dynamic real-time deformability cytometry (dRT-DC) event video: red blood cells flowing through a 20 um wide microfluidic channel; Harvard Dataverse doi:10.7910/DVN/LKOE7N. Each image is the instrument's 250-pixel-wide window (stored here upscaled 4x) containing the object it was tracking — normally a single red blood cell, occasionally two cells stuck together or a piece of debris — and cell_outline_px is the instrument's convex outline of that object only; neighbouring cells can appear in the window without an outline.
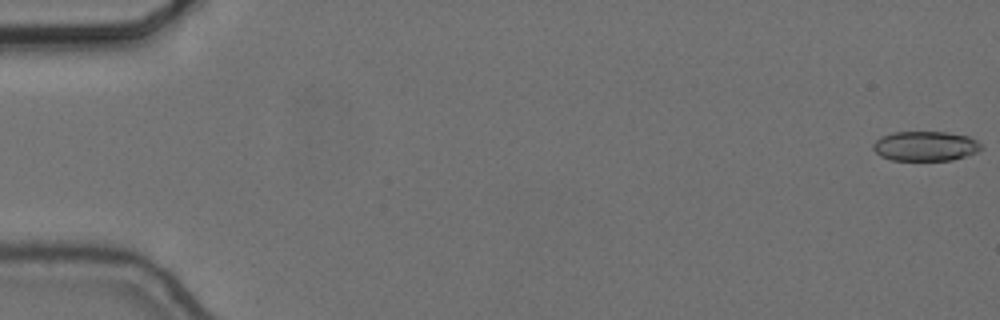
{"species": "common noctule bat (a hibernating species)", "species_latin": "Nyctalus noctula", "temperature_condition": "cold", "stored_images_in_passage": 57, "camera_frame_rate_fps": 3000, "um_per_image_px": 0.085, "animal": {"sex": "female", "body_mass_g": 24.6, "forearm_length_mm": 56.2}, "frame": {"image": 1, "passage_image": 1, "time_ms": 0.0, "image_size_px": [1000, 320], "cell_outline_px": [[984, 148], [976, 152], [952, 160], [892, 160], [880, 156], [872, 148], [872, 144], [880, 136], [892, 132], [944, 132], [968, 136], [984, 144]], "centroid_in_image_um": [78.65, 12.41], "position_along_channel_um": 6.3, "area_um2": 18.84}}
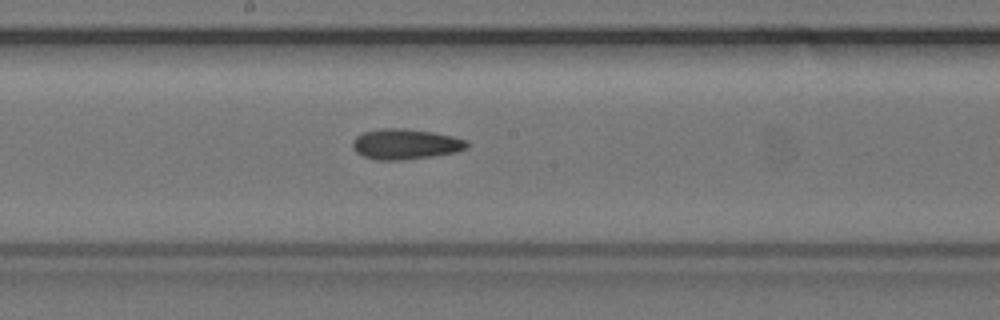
{"frame": {"image": 2, "passage_image": 31, "time_ms": 10.0, "image_size_px": [1000, 320], "cell_outline_px": [[468, 144], [464, 148], [456, 152], [432, 156], [400, 160], [376, 160], [364, 156], [356, 152], [352, 148], [352, 140], [356, 136], [364, 132], [380, 128], [404, 128], [432, 132], [452, 136], [468, 140]], "centroid_in_image_um": [34.42, 12.24], "position_along_channel_um": 213.8, "area_um2": 20.23}}
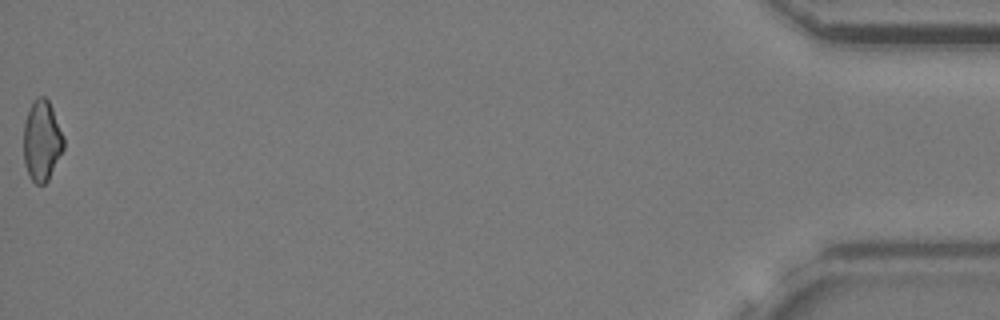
{"frame": {"image": 3, "passage_image": 57, "time_ms": 18.667, "image_size_px": [1000, 320], "cell_outline_px": [[64, 148], [48, 180], [44, 184], [36, 184], [28, 176], [24, 164], [24, 124], [28, 112], [36, 96], [44, 96], [48, 100], [52, 108], [64, 136]], "centroid_in_image_um": [3.56, 11.98], "position_along_channel_um": 431.6, "area_um2": 18.79}, "authors_computed_cell_mechanics": {"area_um2": 19.5942, "velocity_mm_per_s": 3.6715, "shape_relaxation_time_tau1_ms": 4.8963, "shape_relaxation_time_tau2_ms": 5.3031, "deformation_change_tau1": 0.1313, "deformation_change_tau2": 0.1418}}